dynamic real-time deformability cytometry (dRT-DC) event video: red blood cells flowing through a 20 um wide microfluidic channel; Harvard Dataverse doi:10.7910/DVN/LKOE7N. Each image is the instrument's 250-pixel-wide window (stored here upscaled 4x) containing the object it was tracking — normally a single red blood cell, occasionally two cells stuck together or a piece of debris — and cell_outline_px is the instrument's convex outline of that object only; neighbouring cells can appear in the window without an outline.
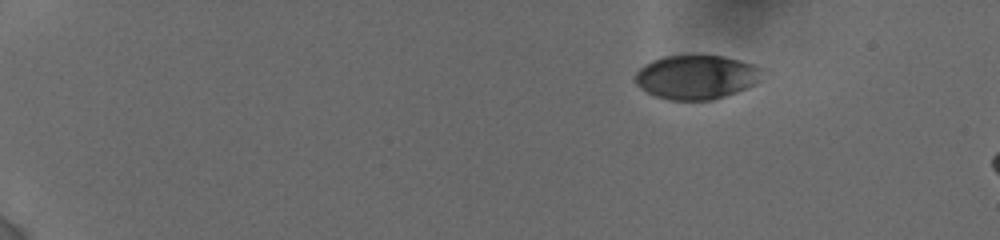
{"species": "human", "species_latin": "Homo sapiens", "temperature_condition": "cold", "stored_images_in_passage": 8, "camera_frame_rate_fps": 3000, "um_per_image_px": 0.085, "donor": {"sex": "female"}, "frame": {"image": 1, "passage_image": 1, "time_ms": 0.0, "image_size_px": [1000, 240], "cell_outline_px": [[756, 80], [752, 84], [736, 92], [712, 100], [668, 100], [656, 96], [640, 88], [636, 84], [636, 72], [644, 64], [652, 60], [664, 56], [724, 56], [740, 60], [752, 64], [756, 68]], "centroid_in_image_um": [59.07, 6.56], "position_along_channel_um": 25.9, "area_um2": 31.79}}